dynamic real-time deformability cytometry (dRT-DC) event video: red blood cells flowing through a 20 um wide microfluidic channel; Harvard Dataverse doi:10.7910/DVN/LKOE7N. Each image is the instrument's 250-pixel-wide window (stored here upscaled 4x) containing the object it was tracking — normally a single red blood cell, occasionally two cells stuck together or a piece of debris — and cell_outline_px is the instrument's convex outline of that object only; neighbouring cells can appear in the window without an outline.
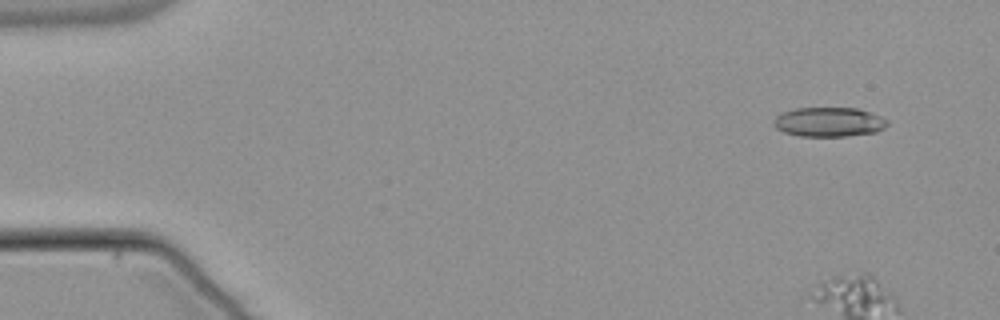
{"species": "common noctule bat (a hibernating species)", "species_latin": "Nyctalus noctula", "temperature_condition": "warm", "stored_images_in_passage": 5, "camera_frame_rate_fps": 3000, "um_per_image_px": 0.085, "animal": {"sex": "male", "body_mass_g": 21.5, "forearm_length_mm": 52.0}, "frame": {"image": 1, "passage_image": 1, "time_ms": 0.0, "image_size_px": [1000, 320], "cell_outline_px": [[888, 124], [884, 128], [876, 132], [848, 136], [800, 136], [784, 132], [776, 128], [776, 116], [784, 112], [796, 108], [856, 108], [880, 116], [888, 120]], "centroid_in_image_um": [70.5, 10.37], "position_along_channel_um": 14.5, "area_um2": 19.25}}